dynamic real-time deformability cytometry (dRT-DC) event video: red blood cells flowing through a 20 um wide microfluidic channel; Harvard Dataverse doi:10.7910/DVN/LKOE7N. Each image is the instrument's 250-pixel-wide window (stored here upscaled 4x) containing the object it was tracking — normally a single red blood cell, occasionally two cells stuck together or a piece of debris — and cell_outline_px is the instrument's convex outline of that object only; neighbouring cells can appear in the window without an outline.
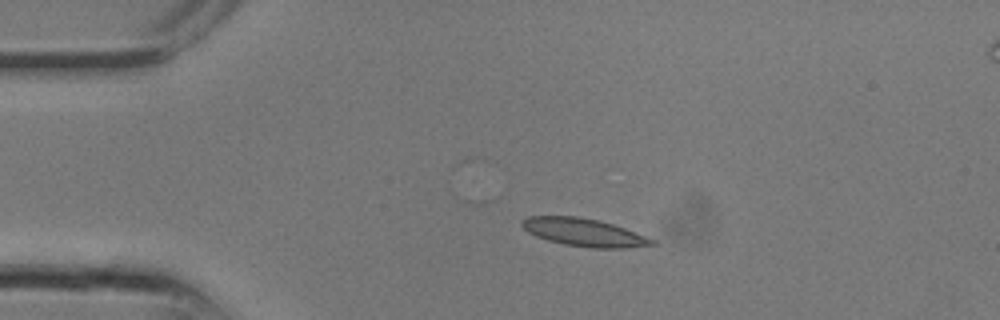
{"species": "common noctule bat (a hibernating species)", "species_latin": "Nyctalus noctula", "temperature_condition": "room temperature", "stored_images_in_passage": 5, "camera_frame_rate_fps": 3000, "um_per_image_px": 0.085, "animal": {"sex": "male", "body_mass_g": 13.3}, "frame": {"image": 1, "passage_image": 1, "time_ms": 0.0, "image_size_px": [1000, 320], "cell_outline_px": [[656, 244], [624, 248], [592, 248], [564, 244], [548, 240], [536, 236], [528, 232], [520, 224], [520, 220], [528, 216], [576, 216], [600, 220], [624, 228], [656, 240]], "centroid_in_image_um": [49.61, 19.74], "position_along_channel_um": 35.4, "area_um2": 21.04}}
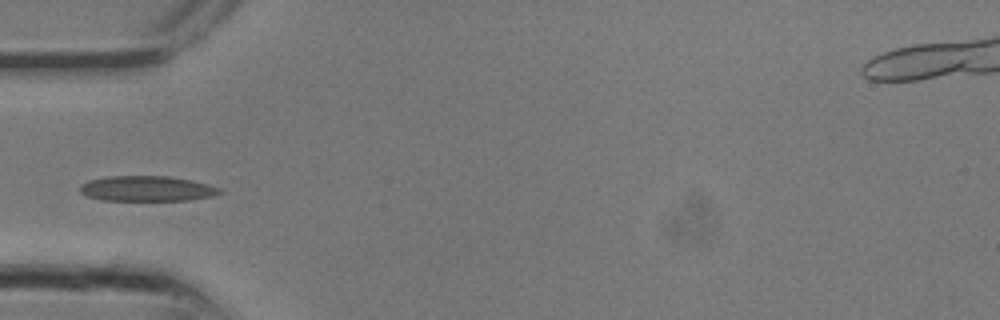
{"frame": {"image": 2, "passage_image": 4, "time_ms": 1.0, "image_size_px": [1000, 320], "cell_outline_px": [[224, 192], [212, 196], [188, 200], [100, 200], [88, 196], [80, 192], [80, 184], [88, 180], [108, 176], [168, 176], [192, 180], [208, 184], [220, 188]], "centroid_in_image_um": [12.48, 16.02], "position_along_channel_um": 72.5, "area_um2": 20.63}}